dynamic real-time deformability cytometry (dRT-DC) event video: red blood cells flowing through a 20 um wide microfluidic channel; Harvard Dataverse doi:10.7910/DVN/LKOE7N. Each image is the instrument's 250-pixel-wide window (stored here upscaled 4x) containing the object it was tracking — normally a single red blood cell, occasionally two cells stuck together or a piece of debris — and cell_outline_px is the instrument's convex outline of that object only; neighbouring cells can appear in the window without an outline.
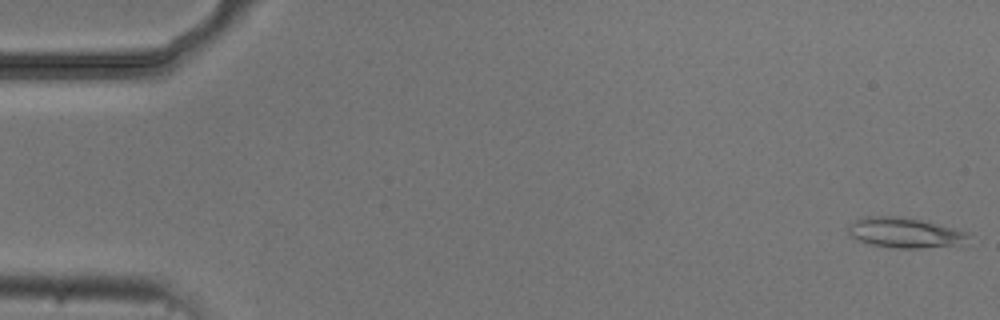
{"species": "common noctule bat (a hibernating species)", "species_latin": "Nyctalus noctula", "temperature_condition": "cold", "stored_images_in_passage": 6, "camera_frame_rate_fps": 3000, "um_per_image_px": 0.085, "animal": {"sex": "male", "body_mass_g": 20.5, "forearm_length_mm": 52.5}, "frame": {"image": 1, "passage_image": 1, "time_ms": 0.0, "image_size_px": [1000, 320], "cell_outline_px": [[968, 236], [952, 244], [920, 248], [896, 248], [872, 244], [860, 240], [852, 236], [848, 232], [848, 224], [860, 216], [900, 216], [920, 220], [968, 232]], "centroid_in_image_um": [76.75, 19.74], "position_along_channel_um": 8.2, "area_um2": 20.4}}
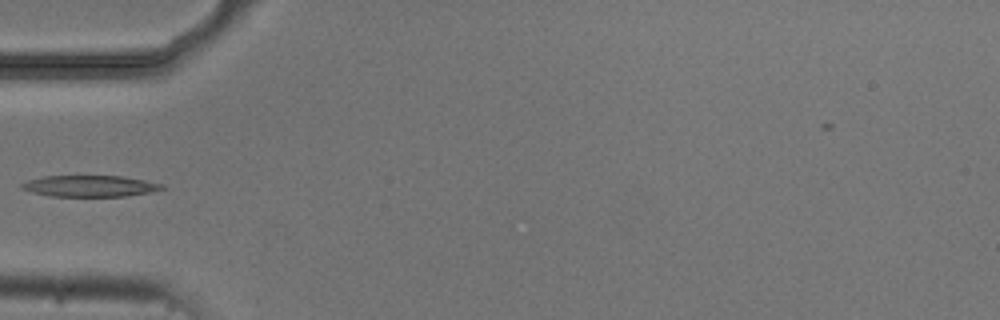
{"frame": {"image": 2, "passage_image": 5, "time_ms": 5.667, "image_size_px": [1000, 320], "cell_outline_px": [[168, 188], [152, 192], [128, 196], [52, 196], [32, 192], [20, 188], [20, 184], [28, 180], [44, 176], [124, 176], [164, 184]], "centroid_in_image_um": [7.7, 15.81], "position_along_channel_um": 77.3, "area_um2": 17.51}}
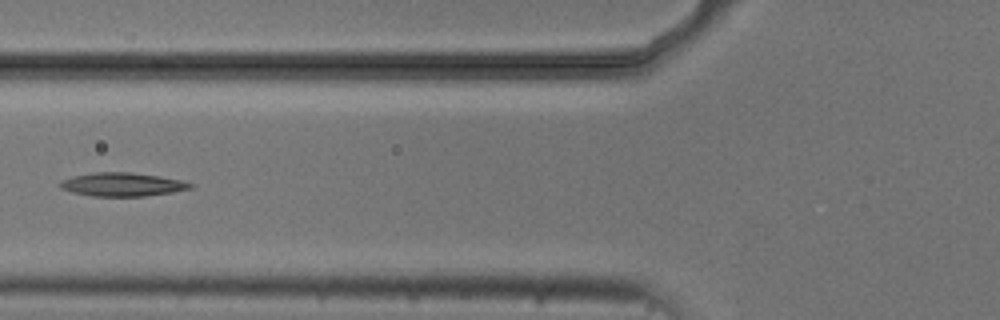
{"frame": {"image": 3, "passage_image": 6, "time_ms": 6.667, "image_size_px": [1000, 320], "cell_outline_px": [[196, 188], [172, 192], [144, 196], [92, 196], [72, 192], [60, 188], [60, 180], [72, 176], [96, 172], [132, 172], [160, 176], [180, 180], [196, 184]], "centroid_in_image_um": [10.44, 15.67], "position_along_channel_um": 115.4, "area_um2": 18.03}}